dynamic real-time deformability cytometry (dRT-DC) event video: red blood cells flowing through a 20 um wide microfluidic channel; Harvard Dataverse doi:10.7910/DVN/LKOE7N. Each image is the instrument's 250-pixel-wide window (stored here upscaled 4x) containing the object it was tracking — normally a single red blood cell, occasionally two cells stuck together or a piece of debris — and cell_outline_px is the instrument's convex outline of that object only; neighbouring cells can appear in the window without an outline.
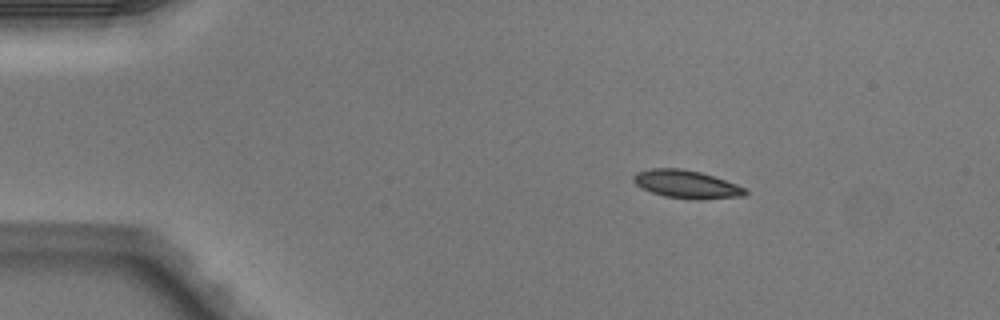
{"species": "Egyptian fruit bat (a non-hibernating species)", "species_latin": "Rousettus aegyptiacus", "temperature_condition": "warm", "stored_images_in_passage": 3, "camera_frame_rate_fps": 3000, "um_per_image_px": 0.085, "animal": {"sex": "male"}, "frame": {"image": 1, "passage_image": 1, "time_ms": 0.0, "image_size_px": [1000, 320], "cell_outline_px": [[748, 192], [744, 196], [696, 200], [664, 196], [652, 192], [636, 184], [632, 180], [632, 176], [636, 172], [652, 168], [680, 168], [700, 172], [736, 184], [744, 188]], "centroid_in_image_um": [58.33, 15.66], "position_along_channel_um": 26.7, "area_um2": 18.09}}
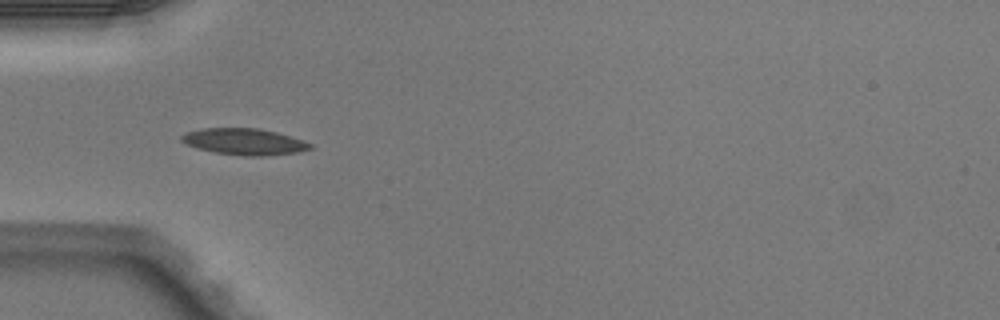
{"frame": {"image": 2, "passage_image": 3, "time_ms": 0.667, "image_size_px": [1000, 320], "cell_outline_px": [[312, 148], [300, 152], [264, 156], [248, 156], [216, 152], [196, 148], [180, 140], [180, 136], [184, 132], [204, 128], [260, 128], [276, 132], [312, 144]], "centroid_in_image_um": [20.74, 12.04], "position_along_channel_um": 64.3, "area_um2": 19.65}}